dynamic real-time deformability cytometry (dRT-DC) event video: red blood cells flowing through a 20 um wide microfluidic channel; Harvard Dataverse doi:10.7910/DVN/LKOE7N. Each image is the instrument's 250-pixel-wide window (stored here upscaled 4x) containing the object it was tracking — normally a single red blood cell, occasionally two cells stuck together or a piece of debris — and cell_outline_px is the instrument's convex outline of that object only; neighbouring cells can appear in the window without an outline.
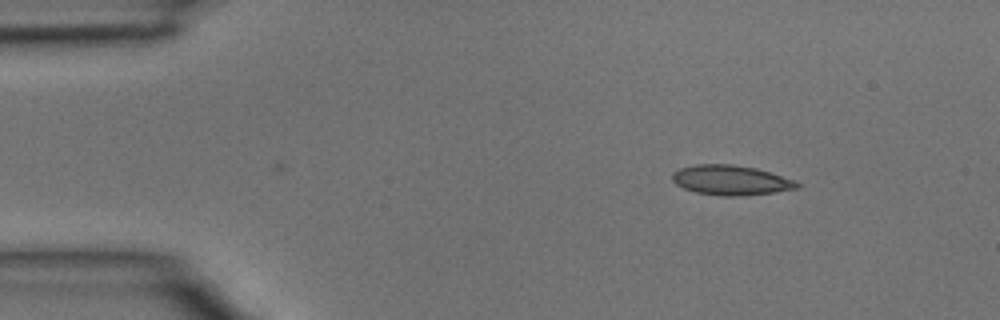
{"species": "common noctule bat (a hibernating species)", "species_latin": "Nyctalus noctula", "temperature_condition": "room temperature", "stored_images_in_passage": 3, "camera_frame_rate_fps": 3000, "um_per_image_px": 0.085, "animal": {"sex": "male", "body_mass_g": 15.6}, "frame": {"image": 1, "passage_image": 3, "time_ms": 0.667, "image_size_px": [1000, 320], "cell_outline_px": [[800, 188], [776, 192], [740, 196], [724, 196], [696, 192], [684, 188], [676, 184], [672, 180], [672, 172], [680, 168], [696, 164], [732, 164], [756, 168], [792, 180], [800, 184]], "centroid_in_image_um": [62.09, 15.31], "position_along_channel_um": 22.9, "area_um2": 21.56}}